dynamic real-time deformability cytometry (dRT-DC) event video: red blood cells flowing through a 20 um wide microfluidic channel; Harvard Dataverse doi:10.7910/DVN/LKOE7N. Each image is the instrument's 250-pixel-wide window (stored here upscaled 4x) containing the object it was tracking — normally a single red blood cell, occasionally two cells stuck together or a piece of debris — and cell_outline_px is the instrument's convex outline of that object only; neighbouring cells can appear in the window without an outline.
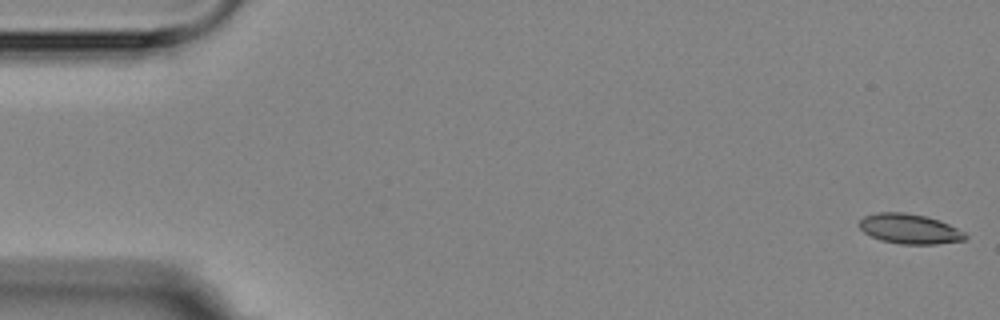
{"species": "Egyptian fruit bat (a non-hibernating species)", "species_latin": "Rousettus aegyptiacus", "temperature_condition": "room temperature", "stored_images_in_passage": 6, "camera_frame_rate_fps": 3000, "um_per_image_px": 0.085, "animal": {"sex": "female"}, "frame": {"image": 1, "passage_image": 1, "time_ms": 0.0, "image_size_px": [1000, 320], "cell_outline_px": [[968, 236], [964, 240], [936, 244], [900, 244], [880, 240], [864, 232], [860, 228], [860, 220], [864, 216], [876, 212], [904, 212], [924, 216], [940, 220], [964, 232]], "centroid_in_image_um": [77.31, 19.45], "position_along_channel_um": 7.7, "area_um2": 18.38}}
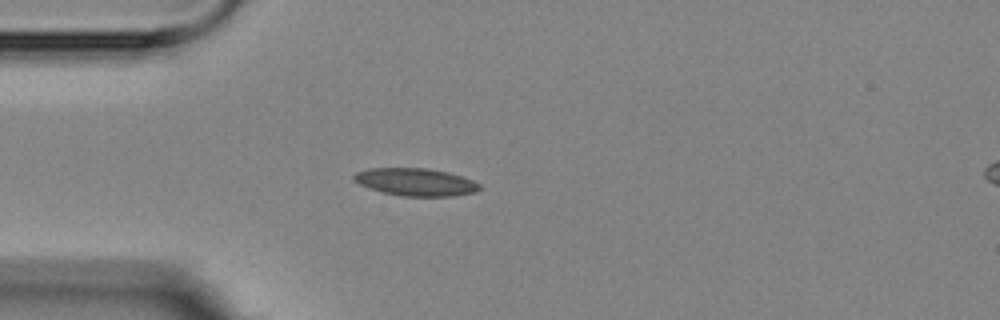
{"frame": {"image": 2, "passage_image": 5, "time_ms": 4.667, "image_size_px": [1000, 320], "cell_outline_px": [[480, 188], [476, 192], [452, 196], [404, 196], [384, 192], [360, 184], [352, 180], [352, 176], [356, 172], [372, 168], [428, 168], [448, 172], [472, 180], [480, 184]], "centroid_in_image_um": [35.34, 15.46], "position_along_channel_um": 49.7, "area_um2": 20.0}}